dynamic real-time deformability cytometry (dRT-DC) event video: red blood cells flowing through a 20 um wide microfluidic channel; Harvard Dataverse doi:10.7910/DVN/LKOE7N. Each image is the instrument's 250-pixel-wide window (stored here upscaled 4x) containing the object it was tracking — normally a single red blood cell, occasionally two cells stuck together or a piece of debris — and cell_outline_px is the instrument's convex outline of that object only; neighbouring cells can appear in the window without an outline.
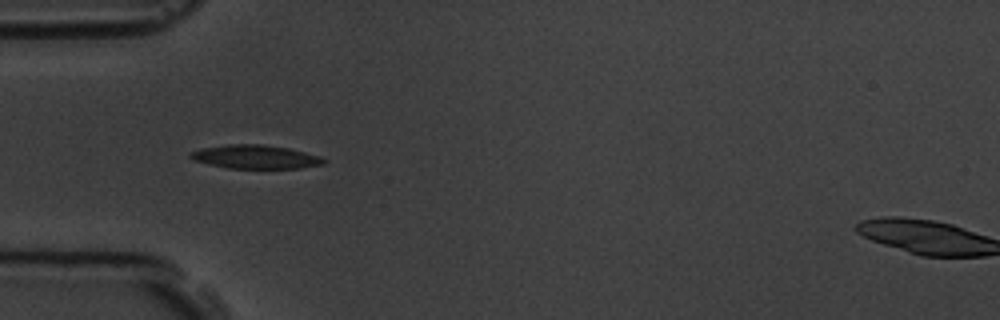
{"species": "common noctule bat (a hibernating species)", "species_latin": "Nyctalus noctula", "temperature_condition": "room temperature", "stored_images_in_passage": 9, "camera_frame_rate_fps": 3000, "um_per_image_px": 0.085, "animal": {"sex": "male", "body_mass_g": 19.5, "forearm_length_mm": 54.6}, "frame": {"image": 1, "passage_image": 4, "time_ms": 4.333, "image_size_px": [1000, 320], "cell_outline_px": [[328, 160], [324, 164], [300, 168], [228, 168], [208, 164], [196, 160], [188, 156], [188, 152], [204, 148], [228, 144], [260, 144], [288, 148], [320, 156]], "centroid_in_image_um": [21.73, 13.33], "position_along_channel_um": 63.3, "area_um2": 18.26}}
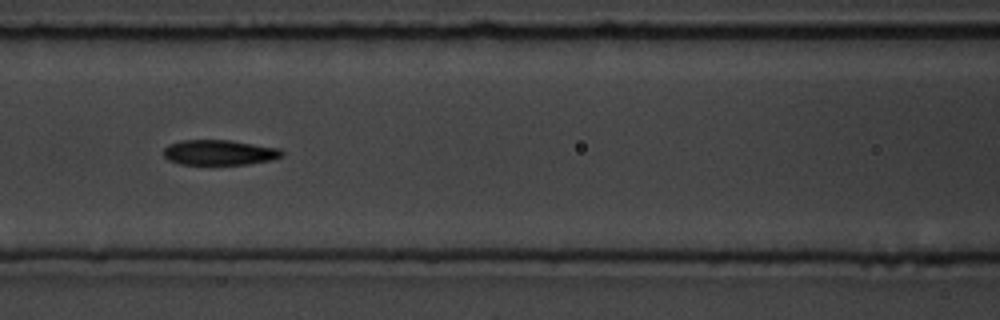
{"frame": {"image": 2, "passage_image": 6, "time_ms": 6.667, "image_size_px": [1000, 320], "cell_outline_px": [[284, 156], [272, 160], [248, 164], [180, 164], [168, 160], [164, 156], [164, 148], [168, 144], [184, 140], [228, 140], [280, 148], [284, 152]], "centroid_in_image_um": [18.67, 12.96], "position_along_channel_um": 147.9, "area_um2": 17.4}}
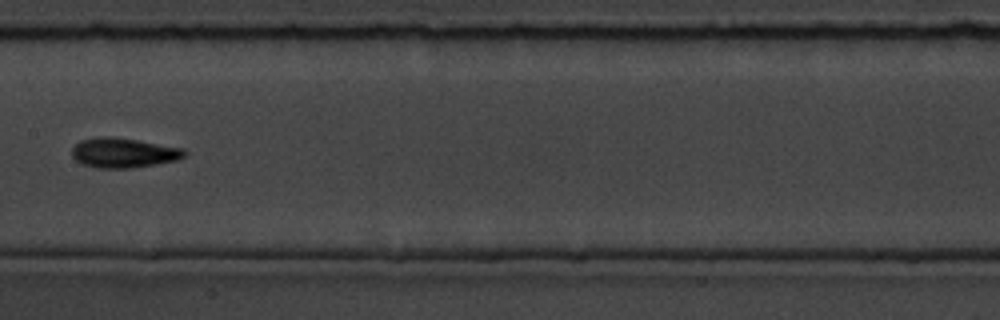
{"frame": {"image": 3, "passage_image": 7, "time_ms": 8.0, "image_size_px": [1000, 320], "cell_outline_px": [[188, 152], [184, 156], [176, 160], [156, 164], [132, 168], [96, 168], [84, 164], [76, 160], [72, 156], [72, 148], [80, 140], [100, 136], [112, 136], [184, 148]], "centroid_in_image_um": [10.49, 12.98], "position_along_channel_um": 196.9, "area_um2": 19.54}}